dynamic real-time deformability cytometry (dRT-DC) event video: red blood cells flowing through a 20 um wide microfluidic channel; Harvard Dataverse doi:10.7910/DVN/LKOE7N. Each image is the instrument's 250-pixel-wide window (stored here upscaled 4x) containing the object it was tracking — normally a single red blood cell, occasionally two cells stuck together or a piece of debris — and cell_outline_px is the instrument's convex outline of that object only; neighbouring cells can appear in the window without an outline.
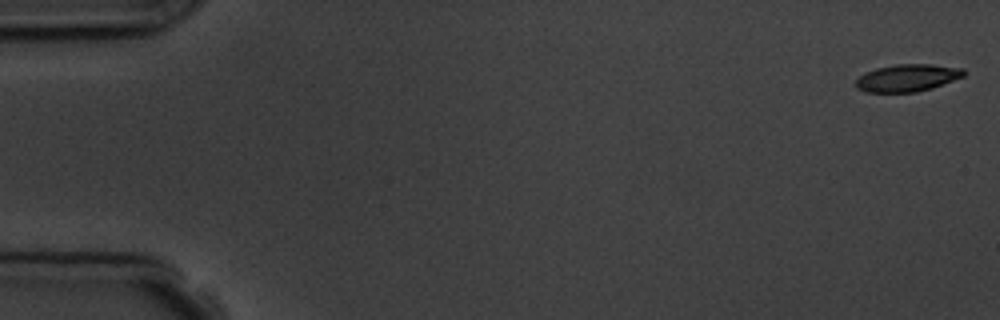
{"species": "common noctule bat (a hibernating species)", "species_latin": "Nyctalus noctula", "temperature_condition": "room temperature", "stored_images_in_passage": 15, "camera_frame_rate_fps": 3000, "um_per_image_px": 0.085, "animal": {"sex": "male", "body_mass_g": 19.5, "forearm_length_mm": 54.6}, "frame": {"image": 1, "passage_image": 1, "time_ms": 0.0, "image_size_px": [1000, 320], "cell_outline_px": [[964, 76], [932, 88], [916, 92], [864, 92], [856, 88], [856, 80], [864, 72], [876, 68], [896, 64], [932, 64], [964, 68]], "centroid_in_image_um": [77.11, 6.61], "position_along_channel_um": 7.9, "area_um2": 17.22}}
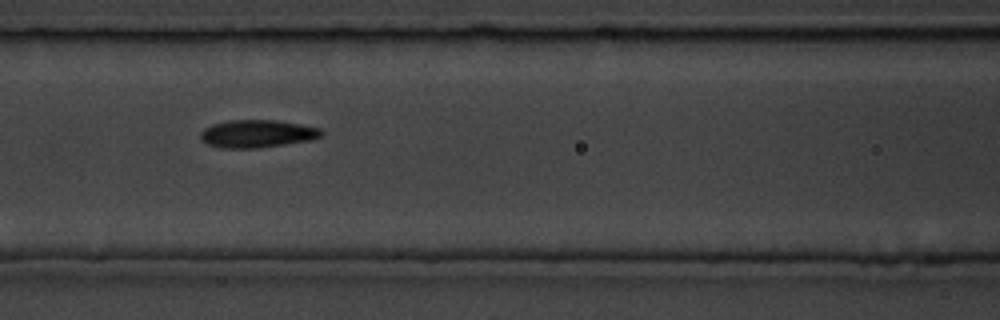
{"frame": {"image": 2, "passage_image": 7, "time_ms": 7.667, "image_size_px": [1000, 320], "cell_outline_px": [[324, 136], [312, 140], [260, 148], [220, 148], [208, 144], [200, 140], [200, 132], [204, 128], [212, 124], [228, 120], [276, 120], [300, 124], [320, 128], [324, 132]], "centroid_in_image_um": [21.87, 11.37], "position_along_channel_um": 144.7, "area_um2": 19.83}}
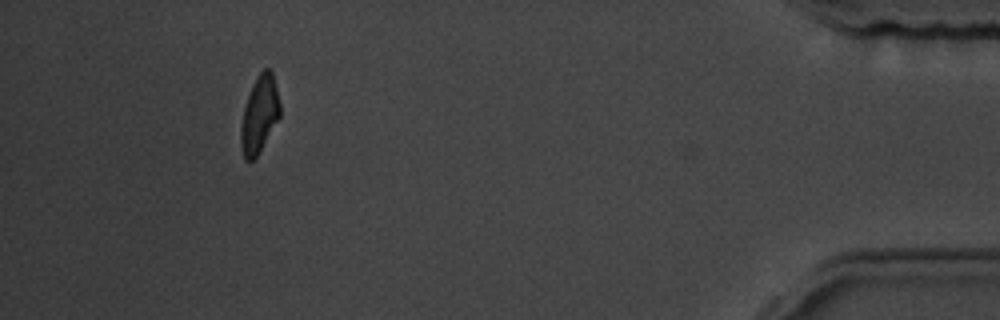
{"frame": {"image": 3, "passage_image": 14, "time_ms": 16.667, "image_size_px": [1000, 320], "cell_outline_px": [[280, 116], [256, 156], [252, 160], [244, 160], [240, 144], [240, 124], [244, 108], [252, 84], [256, 76], [264, 68], [272, 68], [280, 104]], "centroid_in_image_um": [22.04, 9.68], "position_along_channel_um": 413.2, "area_um2": 17.51}, "authors_computed_cell_mechanics": {"area_um2": 18.4382, "velocity_mm_per_s": 3.6896, "shape_relaxation_time_tau1_ms": 8.7698, "shape_relaxation_time_tau2_ms": 3.6235, "deformation_change_tau1": 0.1817, "deformation_change_tau2": 0.0812}}